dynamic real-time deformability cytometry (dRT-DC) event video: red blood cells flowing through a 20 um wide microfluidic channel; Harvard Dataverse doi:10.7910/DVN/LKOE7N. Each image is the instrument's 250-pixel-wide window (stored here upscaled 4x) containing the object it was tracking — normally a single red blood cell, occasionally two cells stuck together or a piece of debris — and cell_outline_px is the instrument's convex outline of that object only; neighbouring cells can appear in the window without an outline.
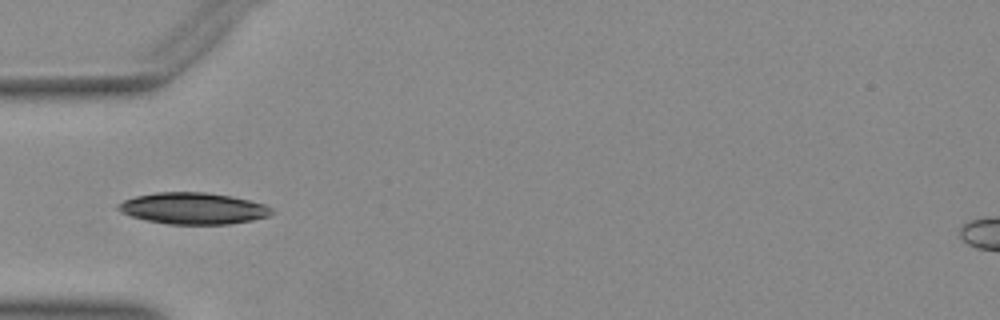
{"species": "Egyptian fruit bat (a non-hibernating species)", "species_latin": "Rousettus aegyptiacus", "temperature_condition": "warm", "stored_images_in_passage": 20, "camera_frame_rate_fps": 3000, "um_per_image_px": 0.085, "animal": {"sex": "female"}, "frame": {"image": 1, "passage_image": 1, "time_ms": 0.0, "image_size_px": [1000, 320], "cell_outline_px": [[276, 212], [268, 216], [252, 220], [228, 224], [168, 224], [148, 220], [132, 216], [120, 212], [116, 208], [116, 204], [124, 200], [136, 196], [156, 192], [204, 192], [228, 196], [248, 200], [264, 204], [272, 208]], "centroid_in_image_um": [16.41, 17.71], "position_along_channel_um": 68.6, "area_um2": 28.03}}
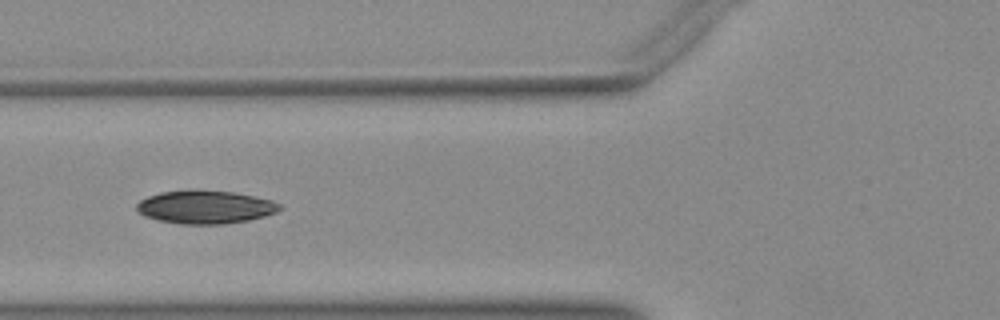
{"frame": {"image": 2, "passage_image": 4, "time_ms": 1.0, "image_size_px": [1000, 320], "cell_outline_px": [[284, 208], [276, 212], [264, 216], [248, 220], [224, 224], [180, 224], [160, 220], [144, 216], [136, 208], [136, 204], [140, 200], [148, 196], [160, 192], [232, 192], [272, 200], [280, 204]], "centroid_in_image_um": [17.47, 17.63], "position_along_channel_um": 108.3, "area_um2": 26.88}}